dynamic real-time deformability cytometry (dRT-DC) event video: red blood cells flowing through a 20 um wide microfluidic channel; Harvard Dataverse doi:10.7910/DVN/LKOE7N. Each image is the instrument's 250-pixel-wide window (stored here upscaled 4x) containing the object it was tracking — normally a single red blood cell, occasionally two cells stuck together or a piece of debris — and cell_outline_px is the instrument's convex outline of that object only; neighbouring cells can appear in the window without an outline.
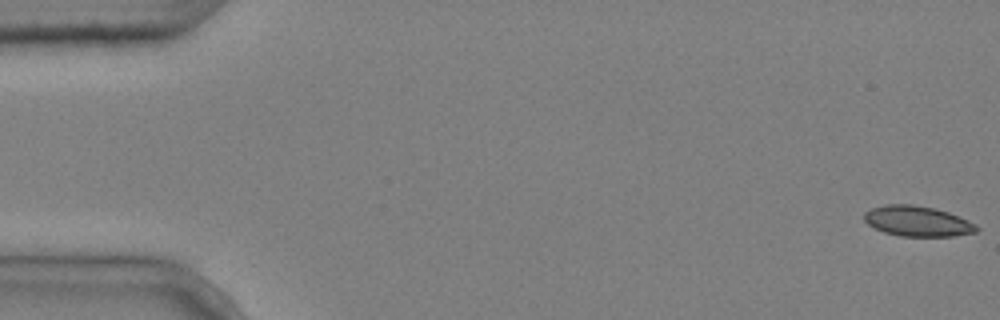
{"species": "common noctule bat (a hibernating species)", "species_latin": "Nyctalus noctula", "temperature_condition": "cold", "stored_images_in_passage": 4, "camera_frame_rate_fps": 3000, "um_per_image_px": 0.085, "animal": {"sex": "male", "body_mass_g": 20.4}, "frame": {"image": 1, "passage_image": 1, "time_ms": 0.0, "image_size_px": [1000, 320], "cell_outline_px": [[980, 228], [976, 232], [952, 236], [900, 236], [884, 232], [868, 224], [864, 220], [864, 212], [872, 208], [884, 204], [912, 204], [932, 208], [948, 212], [968, 220], [976, 224]], "centroid_in_image_um": [77.98, 18.8], "position_along_channel_um": 7.0, "area_um2": 19.83}}
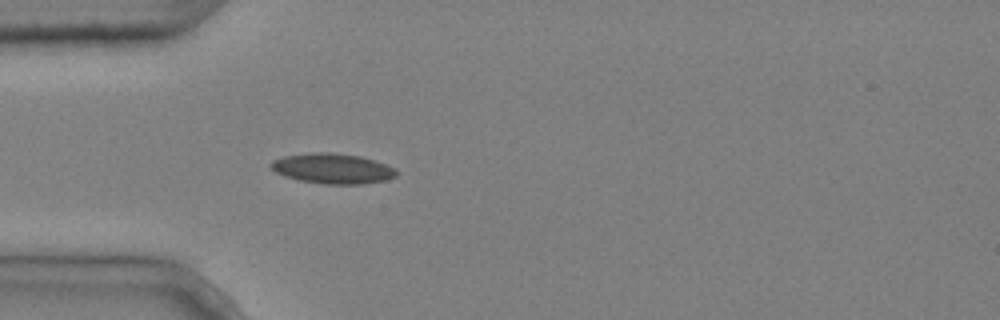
{"frame": {"image": 2, "passage_image": 4, "time_ms": 1.0, "image_size_px": [1000, 320], "cell_outline_px": [[396, 176], [384, 180], [364, 184], [324, 184], [300, 180], [284, 176], [276, 172], [268, 164], [272, 160], [284, 156], [308, 152], [332, 152], [360, 156], [396, 168]], "centroid_in_image_um": [28.23, 14.32], "position_along_channel_um": 56.8, "area_um2": 22.08}}